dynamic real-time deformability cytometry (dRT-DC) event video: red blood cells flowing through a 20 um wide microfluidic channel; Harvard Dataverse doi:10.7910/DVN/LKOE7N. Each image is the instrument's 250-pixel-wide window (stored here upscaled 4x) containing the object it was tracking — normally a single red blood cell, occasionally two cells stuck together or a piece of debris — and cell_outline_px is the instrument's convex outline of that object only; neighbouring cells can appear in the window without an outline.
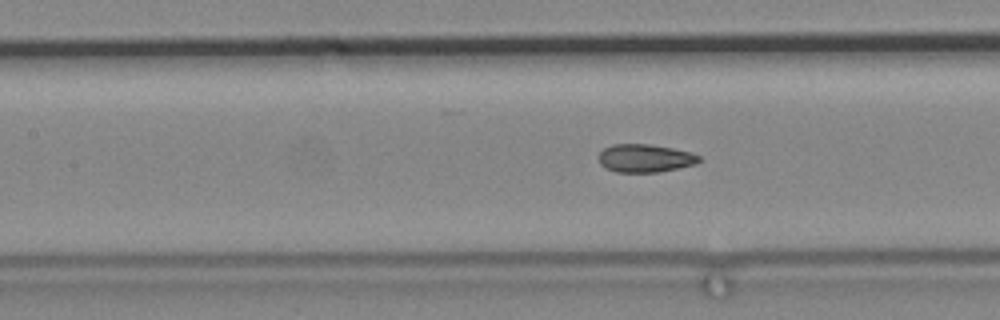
{"species": "common noctule bat (a hibernating species)", "species_latin": "Nyctalus noctula", "temperature_condition": "cold", "stored_images_in_passage": 53, "camera_frame_rate_fps": 3000, "um_per_image_px": 0.085, "animal": {"sex": "male", "body_mass_g": 19.2, "forearm_length_mm": 51.8}, "frame": {"image": 1, "passage_image": 16, "time_ms": 5.0, "image_size_px": [1000, 320], "cell_outline_px": [[700, 160], [696, 164], [660, 172], [616, 172], [600, 164], [596, 156], [604, 148], [612, 144], [648, 144], [672, 148], [692, 152], [700, 156]], "centroid_in_image_um": [54.82, 13.44], "position_along_channel_um": 152.6, "area_um2": 16.53}}
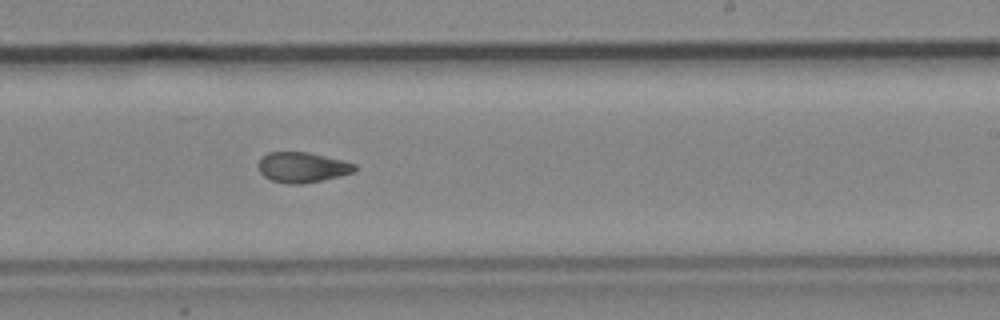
{"frame": {"image": 2, "passage_image": 27, "time_ms": 8.667, "image_size_px": [1000, 320], "cell_outline_px": [[356, 168], [352, 172], [340, 176], [300, 184], [288, 184], [272, 180], [264, 176], [260, 172], [260, 156], [268, 152], [308, 152], [356, 164]], "centroid_in_image_um": [25.67, 14.21], "position_along_channel_um": 263.3, "area_um2": 16.7}}
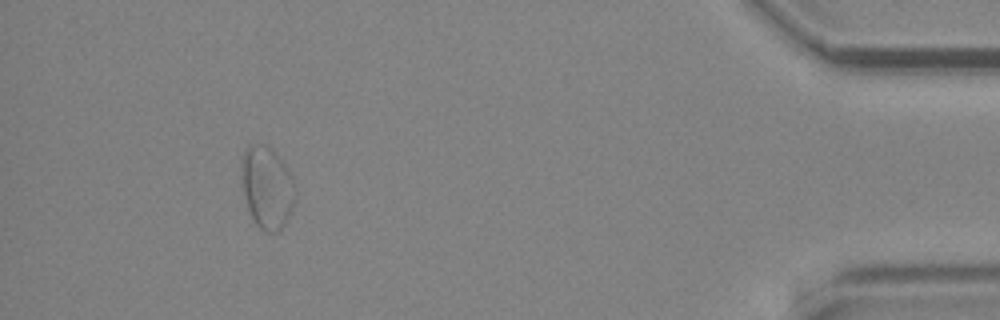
{"frame": {"image": 3, "passage_image": 48, "time_ms": 15.667, "image_size_px": [1000, 320], "cell_outline_px": [[296, 196], [288, 216], [284, 224], [276, 232], [264, 232], [256, 224], [248, 208], [244, 192], [240, 164], [240, 160], [244, 148], [248, 144], [264, 144], [276, 152], [280, 156], [292, 180], [296, 192]], "centroid_in_image_um": [22.67, 15.88], "position_along_channel_um": 412.5, "area_um2": 25.61}}